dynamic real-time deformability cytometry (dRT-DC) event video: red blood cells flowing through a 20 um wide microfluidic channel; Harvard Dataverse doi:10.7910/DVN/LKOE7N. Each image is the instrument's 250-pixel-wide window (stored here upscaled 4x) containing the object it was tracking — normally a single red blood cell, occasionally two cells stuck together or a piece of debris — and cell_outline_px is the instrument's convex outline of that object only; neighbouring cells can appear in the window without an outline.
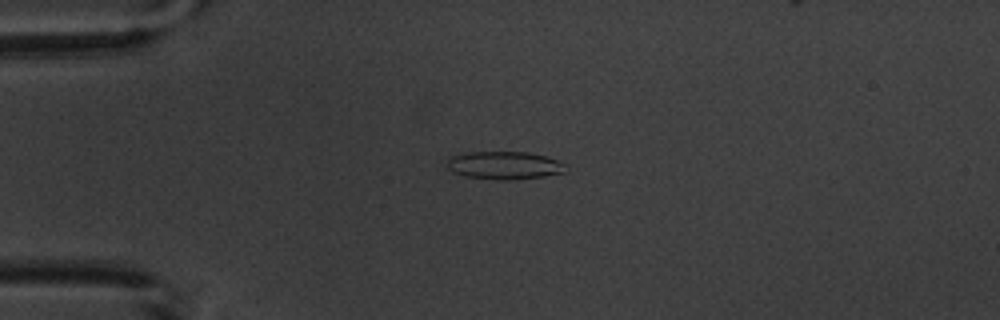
{"species": "common noctule bat (a hibernating species)", "species_latin": "Nyctalus noctula", "temperature_condition": "warm", "stored_images_in_passage": 3, "camera_frame_rate_fps": 3000, "um_per_image_px": 0.085, "animal": {"sex": "male", "body_mass_g": 20.1, "forearm_length_mm": 53.5}, "frame": {"image": 1, "passage_image": 1, "time_ms": 0.0, "image_size_px": [1000, 320], "cell_outline_px": [[568, 172], [544, 176], [508, 180], [496, 180], [464, 176], [452, 172], [448, 168], [448, 156], [468, 152], [528, 152], [544, 156], [568, 164]], "centroid_in_image_um": [42.89, 14.06], "position_along_channel_um": 42.1, "area_um2": 19.54}}